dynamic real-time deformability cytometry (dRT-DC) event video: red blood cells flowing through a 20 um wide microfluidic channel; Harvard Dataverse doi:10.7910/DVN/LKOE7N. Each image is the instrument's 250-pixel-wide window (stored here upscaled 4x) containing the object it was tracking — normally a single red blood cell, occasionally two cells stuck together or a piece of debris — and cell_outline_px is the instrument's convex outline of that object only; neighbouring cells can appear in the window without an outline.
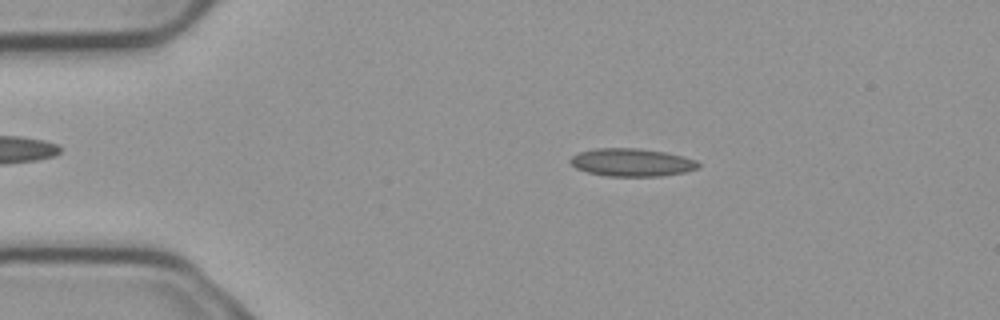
{"species": "common noctule bat (a hibernating species)", "species_latin": "Nyctalus noctula", "temperature_condition": "cold", "stored_images_in_passage": 3, "camera_frame_rate_fps": 3000, "um_per_image_px": 0.085, "animal": {"sex": "male", "body_mass_g": 23.1, "forearm_length_mm": 52.7}, "frame": {"image": 1, "passage_image": 2, "time_ms": 0.333, "image_size_px": [1000, 320], "cell_outline_px": [[700, 168], [684, 172], [660, 176], [608, 176], [588, 172], [576, 168], [568, 160], [572, 156], [580, 152], [596, 148], [640, 148], [664, 152], [684, 156], [696, 160], [700, 164]], "centroid_in_image_um": [53.72, 13.8], "position_along_channel_um": 31.3, "area_um2": 20.81}}